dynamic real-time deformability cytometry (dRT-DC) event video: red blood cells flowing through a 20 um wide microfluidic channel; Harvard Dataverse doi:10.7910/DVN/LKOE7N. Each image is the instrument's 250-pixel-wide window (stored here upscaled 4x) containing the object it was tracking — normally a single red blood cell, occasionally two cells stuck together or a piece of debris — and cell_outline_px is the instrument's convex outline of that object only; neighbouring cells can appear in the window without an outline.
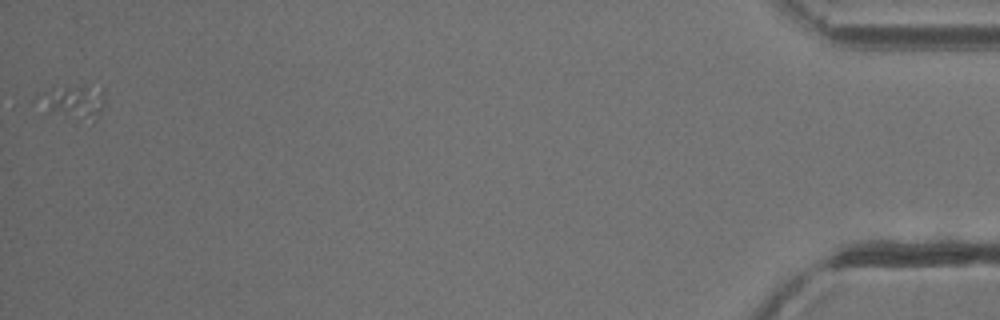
{"species": "common noctule bat (a hibernating species)", "species_latin": "Nyctalus noctula", "temperature_condition": "cold", "stored_images_in_passage": 46, "camera_frame_rate_fps": 3000, "um_per_image_px": 0.085, "animal": {"sex": "male", "body_mass_g": 13.3}, "frame": {"image": 1, "passage_image": 46, "time_ms": 15.0, "image_size_px": [1000, 320], "cell_outline_px": [[104, 104], [96, 120], [92, 124], [48, 112], [32, 100], [36, 96], [52, 84], [84, 84], [104, 88]], "centroid_in_image_um": [6.18, 8.6], "position_along_channel_um": 429.0, "area_um2": 14.68}}